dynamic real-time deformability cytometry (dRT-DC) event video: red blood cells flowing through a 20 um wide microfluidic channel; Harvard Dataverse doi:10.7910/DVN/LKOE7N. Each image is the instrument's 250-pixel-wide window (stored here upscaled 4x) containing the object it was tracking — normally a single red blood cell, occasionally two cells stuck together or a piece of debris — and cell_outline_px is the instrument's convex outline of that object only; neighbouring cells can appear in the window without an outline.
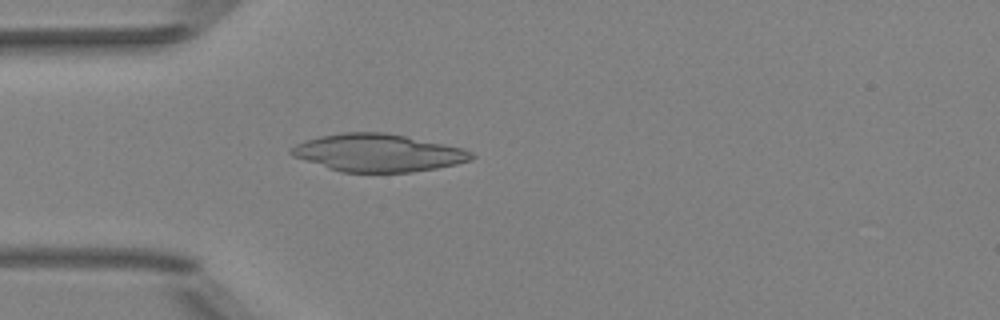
{"species": "Egyptian fruit bat (a non-hibernating species)", "species_latin": "Rousettus aegyptiacus", "temperature_condition": "room temperature", "stored_images_in_passage": 49, "camera_frame_rate_fps": 3000, "um_per_image_px": 0.085, "animal": {"sex": "female"}, "frame": {"image": 1, "passage_image": 13, "time_ms": 4.0, "image_size_px": [1000, 320], "cell_outline_px": [[476, 156], [472, 160], [456, 164], [436, 168], [412, 172], [344, 172], [292, 156], [288, 152], [288, 148], [304, 140], [320, 136], [344, 132], [384, 132], [464, 148], [472, 152]], "centroid_in_image_um": [32.14, 12.98], "position_along_channel_um": 52.9, "area_um2": 39.3}}
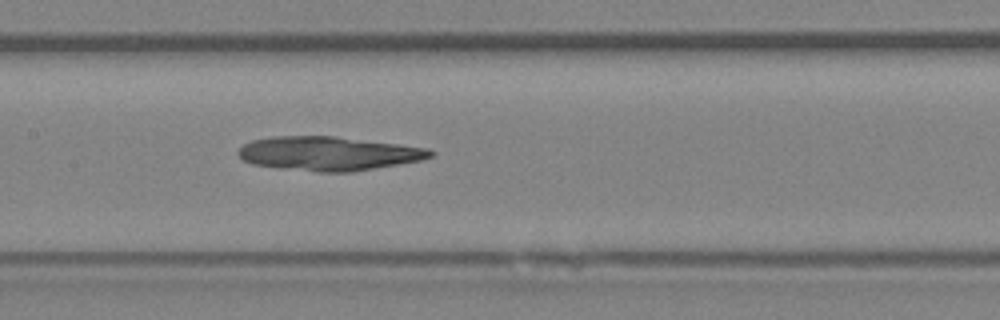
{"frame": {"image": 2, "passage_image": 23, "time_ms": 7.333, "image_size_px": [1000, 320], "cell_outline_px": [[436, 152], [432, 156], [424, 160], [352, 172], [320, 172], [280, 168], [252, 164], [244, 160], [236, 152], [244, 144], [252, 140], [272, 136], [336, 136], [400, 144], [428, 148]], "centroid_in_image_um": [27.96, 13.05], "position_along_channel_um": 179.4, "area_um2": 38.26}}
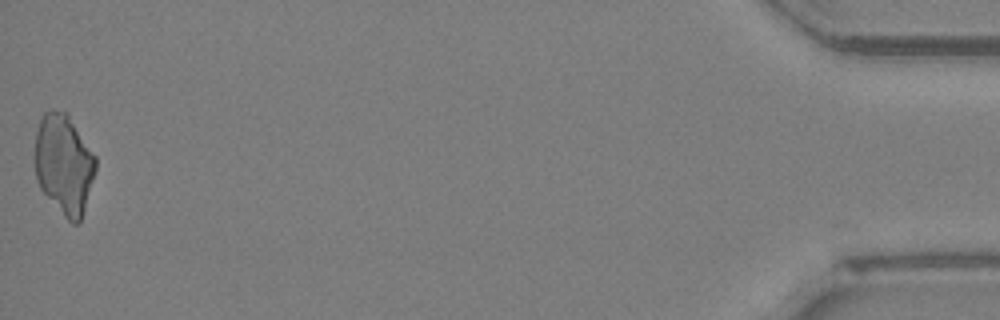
{"frame": {"image": 3, "passage_image": 49, "time_ms": 16.0, "image_size_px": [1000, 320], "cell_outline_px": [[96, 172], [80, 224], [72, 224], [64, 216], [40, 188], [36, 180], [36, 132], [40, 120], [44, 112], [52, 108], [68, 112], [96, 156]], "centroid_in_image_um": [5.47, 13.93], "position_along_channel_um": 429.7, "area_um2": 35.72}}